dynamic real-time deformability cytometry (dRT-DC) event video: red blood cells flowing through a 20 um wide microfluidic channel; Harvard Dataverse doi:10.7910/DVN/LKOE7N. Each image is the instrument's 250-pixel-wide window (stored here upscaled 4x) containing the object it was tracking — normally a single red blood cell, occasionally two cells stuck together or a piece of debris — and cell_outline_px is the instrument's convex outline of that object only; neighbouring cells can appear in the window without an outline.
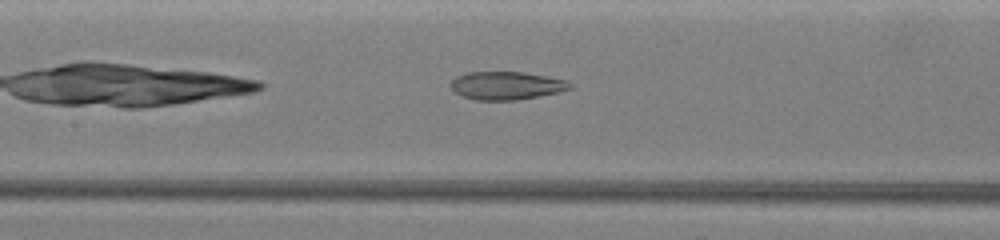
{"species": "common noctule bat (a hibernating species)", "species_latin": "Nyctalus noctula", "temperature_condition": "warm", "stored_images_in_passage": 28, "camera_frame_rate_fps": 3000, "um_per_image_px": 0.085, "animal": {"sex": "female", "body_mass_g": 19.5, "forearm_length_mm": 54.1}, "frame": {"image": 1, "passage_image": 9, "time_ms": 2.667, "image_size_px": [1000, 240], "cell_outline_px": [[572, 88], [560, 92], [540, 96], [516, 100], [476, 100], [464, 96], [456, 92], [448, 84], [456, 76], [468, 72], [524, 72], [568, 80], [572, 84]], "centroid_in_image_um": [43.07, 7.27], "position_along_channel_um": 164.3, "area_um2": 19.59}}
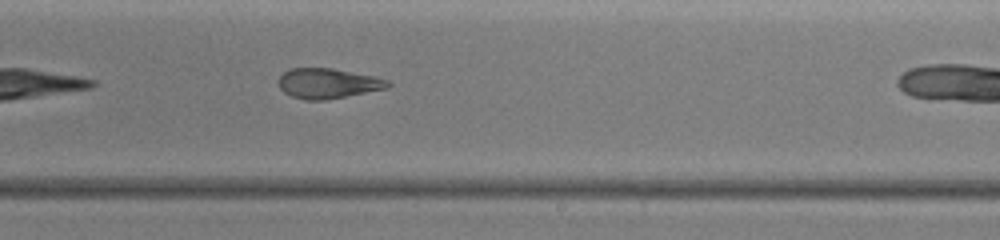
{"frame": {"image": 2, "passage_image": 16, "time_ms": 5.0, "image_size_px": [1000, 240], "cell_outline_px": [[392, 84], [388, 88], [324, 100], [304, 100], [292, 96], [284, 92], [280, 88], [280, 76], [284, 72], [292, 68], [332, 68], [372, 76], [388, 80]], "centroid_in_image_um": [27.88, 7.09], "position_along_channel_um": 261.1, "area_um2": 18.9}}
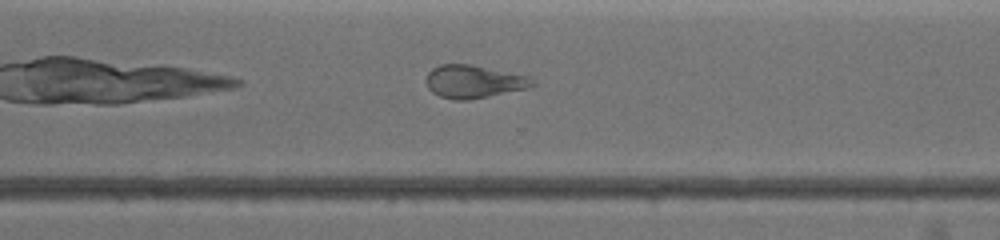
{"frame": {"image": 3, "passage_image": 21, "time_ms": 6.667, "image_size_px": [1000, 240], "cell_outline_px": [[536, 84], [524, 88], [488, 96], [468, 100], [456, 100], [440, 96], [432, 92], [428, 88], [424, 80], [428, 72], [432, 68], [440, 64], [472, 64], [528, 76]], "centroid_in_image_um": [40.19, 6.92], "position_along_channel_um": 330.4, "area_um2": 20.23}}